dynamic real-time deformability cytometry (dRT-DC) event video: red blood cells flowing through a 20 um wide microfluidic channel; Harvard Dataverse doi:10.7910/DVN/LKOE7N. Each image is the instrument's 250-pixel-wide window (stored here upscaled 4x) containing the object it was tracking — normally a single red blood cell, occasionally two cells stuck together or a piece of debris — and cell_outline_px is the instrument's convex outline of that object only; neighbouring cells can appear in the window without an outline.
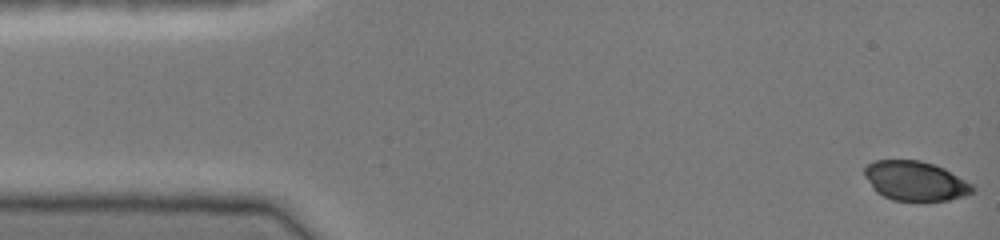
{"species": "common noctule bat (a hibernating species)", "species_latin": "Nyctalus noctula", "temperature_condition": "cold", "stored_images_in_passage": 46, "camera_frame_rate_fps": 3000, "um_per_image_px": 0.085, "animal": {"sex": "female", "body_mass_g": 19.0, "forearm_length_mm": 51.5}, "frame": {"image": 1, "passage_image": 1, "time_ms": 0.0, "image_size_px": [1000, 240], "cell_outline_px": [[976, 192], [964, 196], [948, 200], [892, 200], [876, 192], [872, 188], [864, 176], [864, 168], [868, 164], [876, 160], [920, 160], [944, 168], [972, 184], [976, 188]], "centroid_in_image_um": [77.8, 15.38], "position_along_channel_um": 7.2, "area_um2": 24.85}}
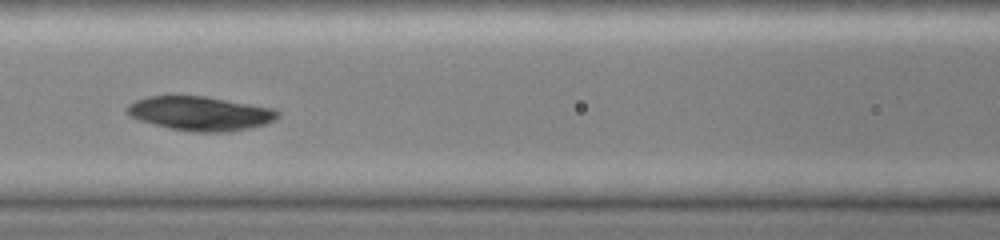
{"frame": {"image": 2, "passage_image": 20, "time_ms": 6.333, "image_size_px": [1000, 240], "cell_outline_px": [[280, 116], [264, 124], [232, 132], [196, 132], [168, 128], [140, 120], [128, 116], [124, 112], [124, 108], [128, 104], [136, 100], [148, 96], [204, 96], [276, 108], [280, 112]], "centroid_in_image_um": [17.0, 9.64], "position_along_channel_um": 149.6, "area_um2": 30.17}}
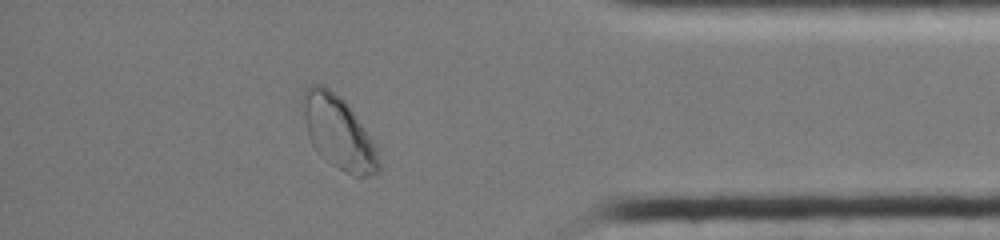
{"frame": {"image": 3, "passage_image": 40, "time_ms": 13.0, "image_size_px": [1000, 240], "cell_outline_px": [[380, 172], [364, 176], [352, 176], [344, 172], [324, 160], [316, 152], [308, 136], [300, 104], [300, 100], [304, 88], [308, 84], [320, 84], [328, 88], [344, 100], [348, 104], [380, 144]], "centroid_in_image_um": [28.81, 11.26], "position_along_channel_um": 406.4, "area_um2": 33.76}}